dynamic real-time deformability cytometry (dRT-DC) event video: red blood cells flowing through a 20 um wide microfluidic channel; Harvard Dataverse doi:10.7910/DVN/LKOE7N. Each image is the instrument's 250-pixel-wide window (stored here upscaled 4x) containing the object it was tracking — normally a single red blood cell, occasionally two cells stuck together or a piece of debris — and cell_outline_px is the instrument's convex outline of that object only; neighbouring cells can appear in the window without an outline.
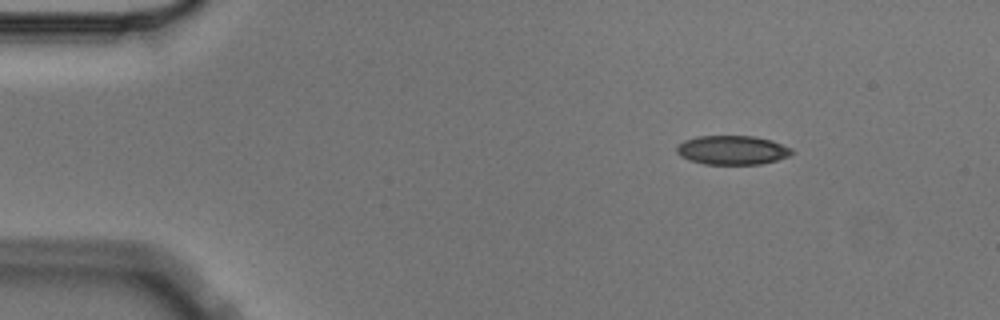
{"species": "Egyptian fruit bat (a non-hibernating species)", "species_latin": "Rousettus aegyptiacus", "temperature_condition": "cold", "stored_images_in_passage": 6, "camera_frame_rate_fps": 3000, "um_per_image_px": 0.085, "animal": {"sex": "male"}, "frame": {"image": 1, "passage_image": 1, "time_ms": 0.0, "image_size_px": [1000, 320], "cell_outline_px": [[792, 152], [788, 156], [776, 160], [760, 164], [704, 164], [688, 160], [680, 156], [676, 152], [676, 148], [684, 140], [700, 136], [752, 136], [772, 140], [792, 148]], "centroid_in_image_um": [62.22, 12.76], "position_along_channel_um": 22.8, "area_um2": 19.42}}
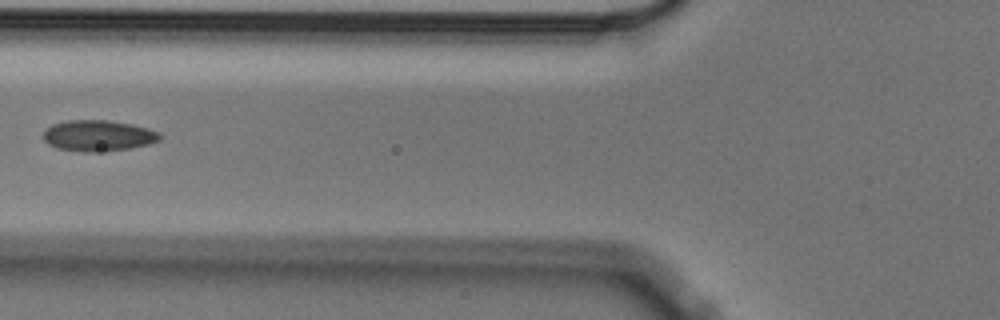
{"frame": {"image": 2, "passage_image": 5, "time_ms": 1.333, "image_size_px": [1000, 320], "cell_outline_px": [[160, 140], [148, 144], [132, 148], [92, 152], [84, 152], [56, 148], [48, 144], [44, 140], [44, 128], [52, 124], [68, 120], [108, 120], [132, 124], [148, 128], [160, 132]], "centroid_in_image_um": [8.33, 11.52], "position_along_channel_um": 117.5, "area_um2": 21.15}}
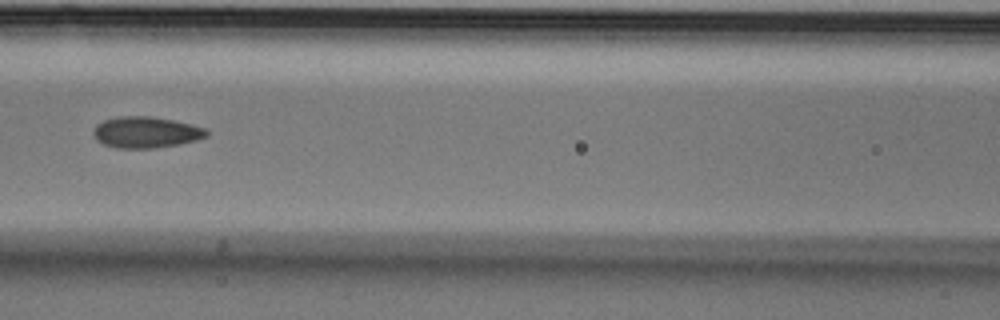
{"frame": {"image": 3, "passage_image": 6, "time_ms": 1.667, "image_size_px": [1000, 320], "cell_outline_px": [[208, 136], [196, 140], [180, 144], [156, 148], [116, 148], [104, 144], [96, 140], [92, 132], [96, 124], [104, 120], [116, 116], [148, 116], [172, 120], [192, 124], [204, 128], [208, 132]], "centroid_in_image_um": [12.38, 11.24], "position_along_channel_um": 154.2, "area_um2": 20.69}}